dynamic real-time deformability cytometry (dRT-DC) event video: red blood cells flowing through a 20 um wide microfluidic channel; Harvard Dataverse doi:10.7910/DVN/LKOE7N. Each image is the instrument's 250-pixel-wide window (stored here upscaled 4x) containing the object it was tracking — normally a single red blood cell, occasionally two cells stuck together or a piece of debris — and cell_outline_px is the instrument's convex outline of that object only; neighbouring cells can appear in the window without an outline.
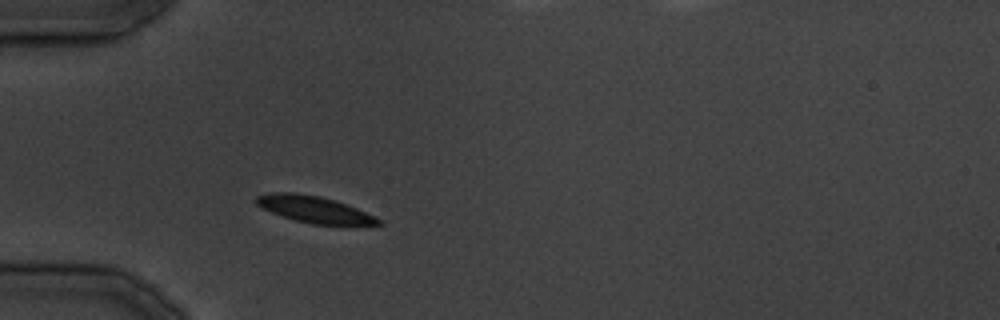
{"species": "common noctule bat (a hibernating species)", "species_latin": "Nyctalus noctula", "temperature_condition": "cold", "stored_images_in_passage": 26, "camera_frame_rate_fps": 3000, "um_per_image_px": 0.085, "animal": {"sex": "male", "body_mass_g": 19.5, "forearm_length_mm": 54.6}, "frame": {"image": 1, "passage_image": 1, "time_ms": 0.0, "image_size_px": [1000, 320], "cell_outline_px": [[384, 224], [312, 224], [296, 220], [272, 212], [256, 204], [256, 196], [268, 192], [296, 192], [320, 196], [356, 208], [384, 220]], "centroid_in_image_um": [26.7, 17.78], "position_along_channel_um": 58.3, "area_um2": 18.55}}
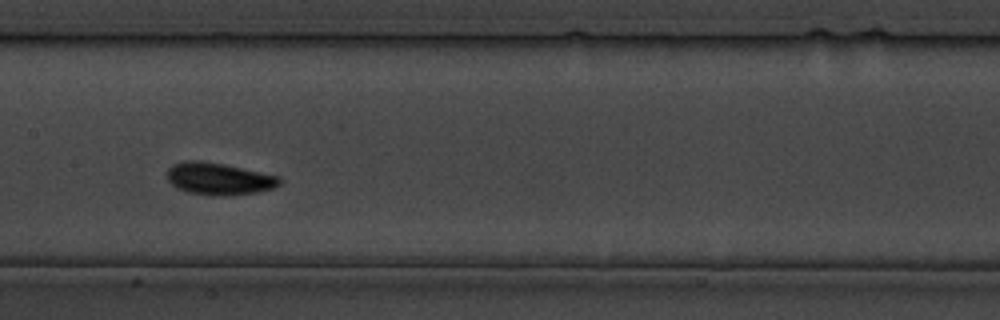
{"frame": {"image": 2, "passage_image": 8, "time_ms": 9.0, "image_size_px": [1000, 320], "cell_outline_px": [[280, 184], [272, 188], [256, 192], [188, 192], [172, 184], [168, 180], [168, 168], [172, 164], [184, 160], [200, 160], [224, 164], [280, 176]], "centroid_in_image_um": [18.58, 15.11], "position_along_channel_um": 188.8, "area_um2": 19.83}}
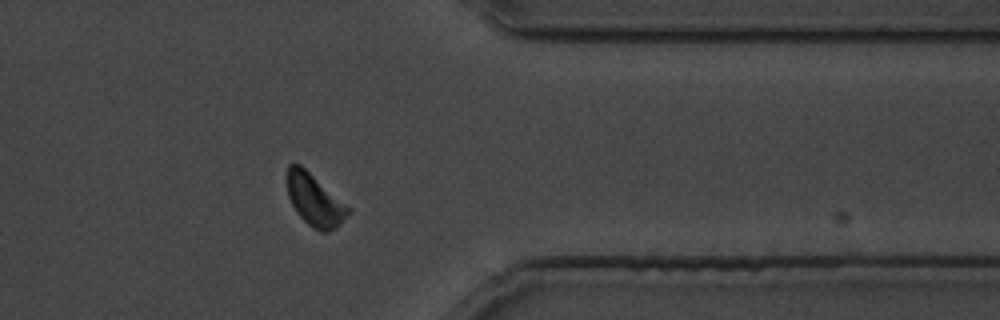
{"frame": {"image": 3, "passage_image": 19, "time_ms": 22.333, "image_size_px": [1000, 320], "cell_outline_px": [[352, 212], [336, 228], [328, 232], [320, 232], [312, 228], [296, 212], [288, 196], [284, 180], [288, 164], [300, 164], [352, 208]], "centroid_in_image_um": [26.74, 17.0], "position_along_channel_um": 384.7, "area_um2": 19.02}}